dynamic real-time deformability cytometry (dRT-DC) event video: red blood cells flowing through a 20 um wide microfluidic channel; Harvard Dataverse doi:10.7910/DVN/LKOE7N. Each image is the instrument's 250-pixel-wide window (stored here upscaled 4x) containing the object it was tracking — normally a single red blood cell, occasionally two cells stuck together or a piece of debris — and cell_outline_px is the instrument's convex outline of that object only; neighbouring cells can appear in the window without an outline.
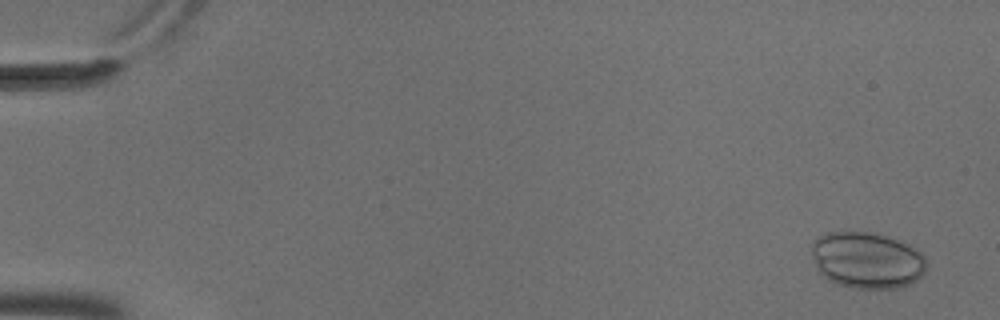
{"species": "common noctule bat (a hibernating species)", "species_latin": "Nyctalus noctula", "temperature_condition": "cold", "stored_images_in_passage": 5, "camera_frame_rate_fps": 3000, "um_per_image_px": 0.085, "animal": {"sex": "male", "body_mass_g": 18.8}, "frame": {"image": 1, "passage_image": 1, "time_ms": 0.0, "image_size_px": [1000, 320], "cell_outline_px": [[924, 276], [908, 284], [896, 288], [856, 288], [840, 284], [828, 280], [816, 268], [812, 256], [812, 240], [816, 236], [828, 232], [868, 232], [888, 236], [908, 244], [924, 252]], "centroid_in_image_um": [73.68, 22.1], "position_along_channel_um": 11.3, "area_um2": 37.86}}